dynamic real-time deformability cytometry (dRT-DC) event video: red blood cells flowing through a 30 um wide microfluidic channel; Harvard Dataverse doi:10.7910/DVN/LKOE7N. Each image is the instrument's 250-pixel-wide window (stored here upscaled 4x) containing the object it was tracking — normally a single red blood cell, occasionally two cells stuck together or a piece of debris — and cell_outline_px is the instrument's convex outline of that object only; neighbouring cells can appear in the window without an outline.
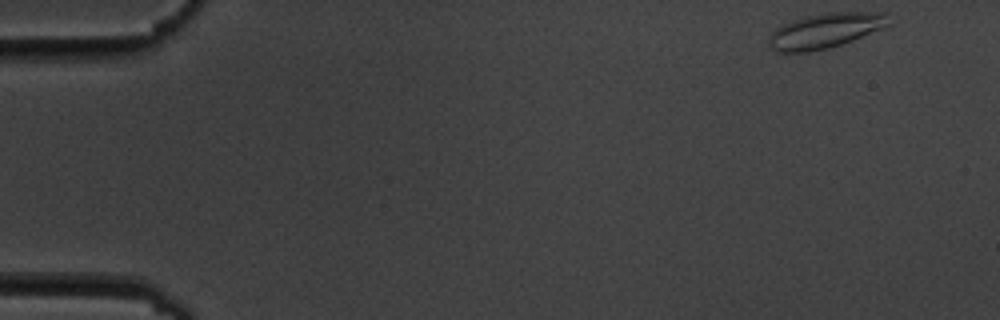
{"species": "common noctule bat (a hibernating species)", "species_latin": "Nyctalus noctula", "temperature_condition": "cold", "stored_images_in_passage": 7, "camera_frame_rate_fps": 3000, "um_per_image_px": 0.085, "animal": {"sex": "male", "body_mass_g": 19.5, "forearm_length_mm": 54.6}, "frame": {"image": 1, "passage_image": 1, "time_ms": 0.0, "image_size_px": [1000, 320], "cell_outline_px": [[888, 24], [880, 28], [852, 40], [828, 48], [808, 52], [776, 52], [768, 44], [768, 36], [776, 28], [784, 24], [804, 16], [832, 12], [888, 12]], "centroid_in_image_um": [70.09, 2.6], "position_along_channel_um": 14.9, "area_um2": 24.1}}
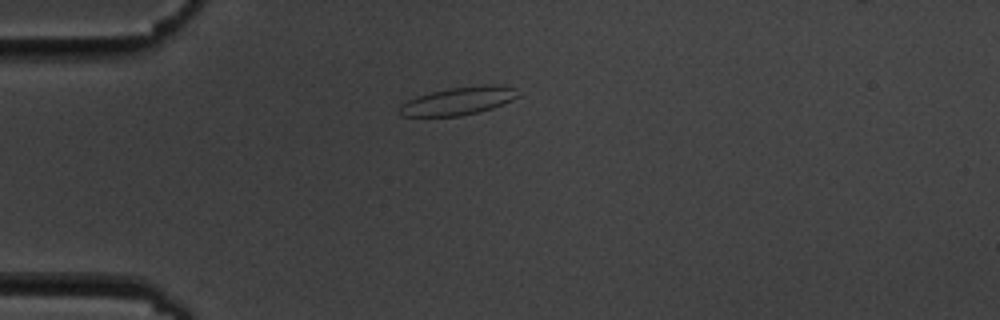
{"frame": {"image": 2, "passage_image": 4, "time_ms": 3.667, "image_size_px": [1000, 320], "cell_outline_px": [[520, 96], [512, 100], [492, 108], [460, 116], [400, 116], [400, 104], [408, 100], [432, 92], [448, 88], [484, 84], [496, 84], [516, 88]], "centroid_in_image_um": [39.0, 8.56], "position_along_channel_um": 46.0, "area_um2": 19.19}}
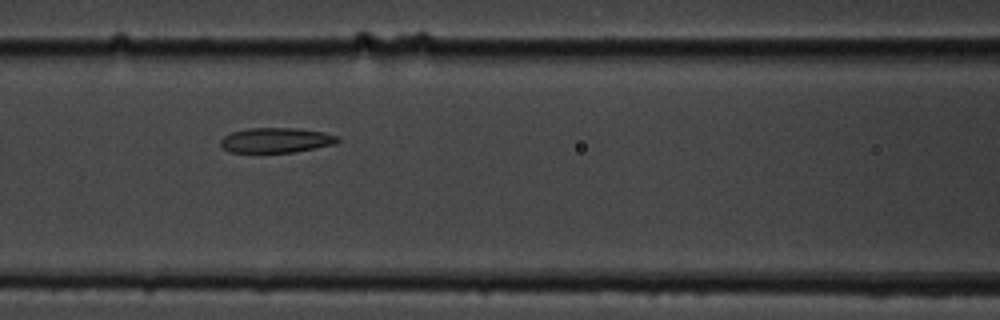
{"frame": {"image": 3, "passage_image": 7, "time_ms": 7.0, "image_size_px": [1000, 320], "cell_outline_px": [[340, 140], [336, 144], [296, 152], [228, 152], [220, 144], [220, 140], [224, 136], [232, 132], [248, 128], [296, 128], [324, 132], [336, 136]], "centroid_in_image_um": [23.47, 11.92], "position_along_channel_um": 143.1, "area_um2": 17.05}}